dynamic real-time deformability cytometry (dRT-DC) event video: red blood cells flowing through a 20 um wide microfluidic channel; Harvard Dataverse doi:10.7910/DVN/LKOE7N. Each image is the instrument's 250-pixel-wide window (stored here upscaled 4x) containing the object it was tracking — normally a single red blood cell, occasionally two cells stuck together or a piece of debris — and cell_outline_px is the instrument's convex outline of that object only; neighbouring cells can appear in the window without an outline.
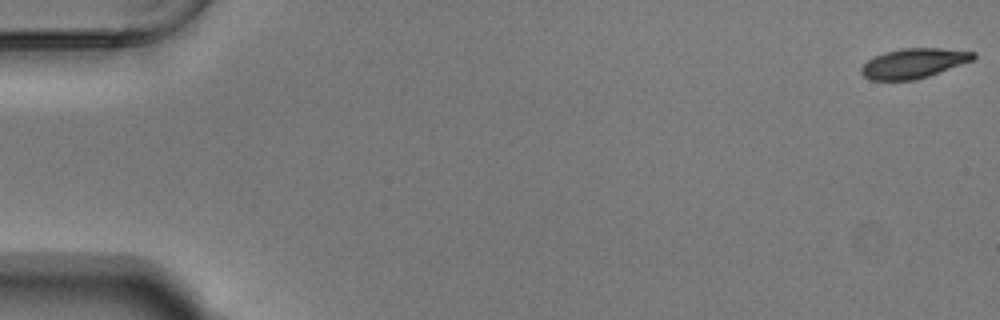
{"species": "Egyptian fruit bat (a non-hibernating species)", "species_latin": "Rousettus aegyptiacus", "temperature_condition": "warm", "stored_images_in_passage": 55, "camera_frame_rate_fps": 3000, "um_per_image_px": 0.085, "animal": {"sex": "male"}, "frame": {"image": 1, "passage_image": 1, "time_ms": 0.0, "image_size_px": [1000, 320], "cell_outline_px": [[976, 56], [972, 60], [928, 76], [916, 80], [868, 80], [860, 72], [860, 68], [868, 60], [884, 52], [900, 48], [940, 48], [976, 52]], "centroid_in_image_um": [77.63, 5.38], "position_along_channel_um": 7.4, "area_um2": 19.36}}
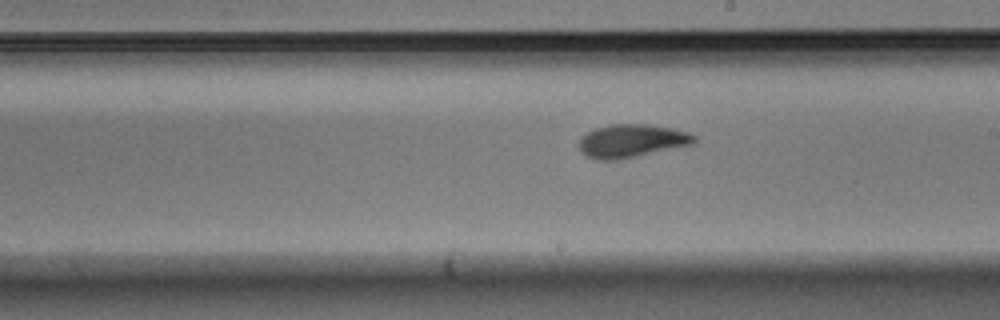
{"frame": {"image": 2, "passage_image": 32, "time_ms": 10.333, "image_size_px": [1000, 320], "cell_outline_px": [[696, 140], [692, 144], [620, 160], [596, 160], [580, 152], [580, 140], [588, 132], [596, 128], [612, 124], [648, 124], [672, 128], [688, 132], [696, 136]], "centroid_in_image_um": [53.7, 11.98], "position_along_channel_um": 235.3, "area_um2": 22.14}}
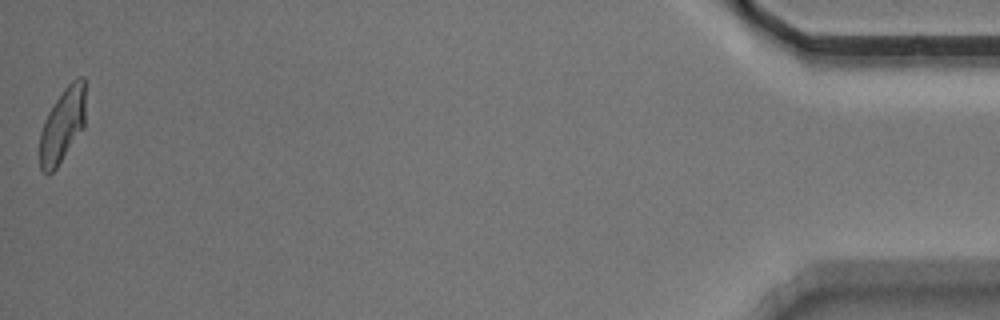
{"frame": {"image": 3, "passage_image": 55, "time_ms": 18.0, "image_size_px": [1000, 320], "cell_outline_px": [[84, 128], [56, 168], [48, 176], [40, 168], [40, 132], [44, 120], [48, 112], [64, 88], [76, 76], [84, 76]], "centroid_in_image_um": [5.3, 10.64], "position_along_channel_um": 429.9, "area_um2": 19.77}, "authors_computed_cell_mechanics": {"area_um2": 20.9236, "velocity_mm_per_s": 3.7259, "shape_relaxation_time_tau1_ms": 3.415, "shape_relaxation_time_tau2_ms": 1.1326, "deformation_change_tau1": 0.1637, "deformation_change_tau2": 0.075}}